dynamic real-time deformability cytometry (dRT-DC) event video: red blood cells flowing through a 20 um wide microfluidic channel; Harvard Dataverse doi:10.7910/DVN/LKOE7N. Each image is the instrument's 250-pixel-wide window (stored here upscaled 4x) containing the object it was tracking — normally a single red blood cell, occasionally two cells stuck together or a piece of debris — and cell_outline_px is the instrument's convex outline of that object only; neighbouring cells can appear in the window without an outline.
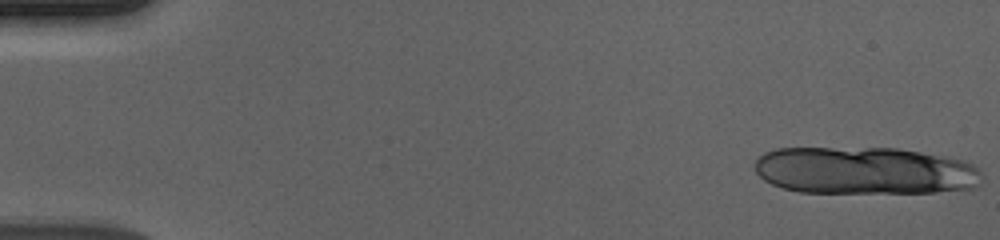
{"species": "human", "species_latin": "Homo sapiens", "temperature_condition": "cold", "stored_images_in_passage": 15, "camera_frame_rate_fps": 3000, "um_per_image_px": 0.085, "donor": {"sex": "male"}, "frame": {"image": 1, "passage_image": 1, "time_ms": 0.0, "image_size_px": [1000, 240], "cell_outline_px": [[984, 176], [980, 184], [976, 188], [936, 192], [800, 192], [784, 188], [772, 184], [764, 180], [756, 172], [752, 164], [764, 152], [776, 148], [896, 148], [948, 156], [968, 160]], "centroid_in_image_um": [73.55, 14.49], "position_along_channel_um": 11.5, "area_um2": 63.41}}